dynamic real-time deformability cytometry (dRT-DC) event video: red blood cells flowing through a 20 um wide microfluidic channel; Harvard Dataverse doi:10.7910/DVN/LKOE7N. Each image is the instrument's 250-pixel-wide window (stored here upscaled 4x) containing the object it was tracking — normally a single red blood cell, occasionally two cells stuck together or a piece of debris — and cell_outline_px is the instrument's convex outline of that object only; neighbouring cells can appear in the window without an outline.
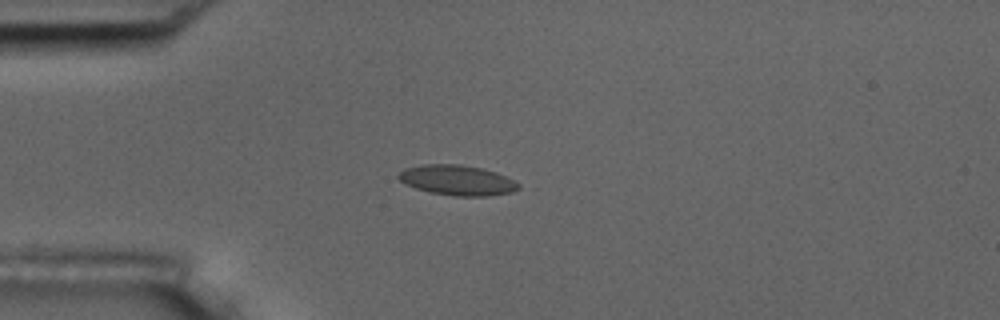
{"species": "common noctule bat (a hibernating species)", "species_latin": "Nyctalus noctula", "temperature_condition": "room temperature", "stored_images_in_passage": 9, "camera_frame_rate_fps": 3000, "um_per_image_px": 0.085, "animal": {"sex": "male", "body_mass_g": 17.5, "forearm_length_mm": 52.3}, "frame": {"image": 1, "passage_image": 3, "time_ms": 3.333, "image_size_px": [1000, 320], "cell_outline_px": [[520, 188], [512, 192], [488, 196], [452, 196], [432, 192], [416, 188], [400, 180], [396, 176], [404, 168], [420, 164], [460, 164], [480, 168], [496, 172], [520, 184]], "centroid_in_image_um": [38.86, 15.31], "position_along_channel_um": 46.1, "area_um2": 20.98}}
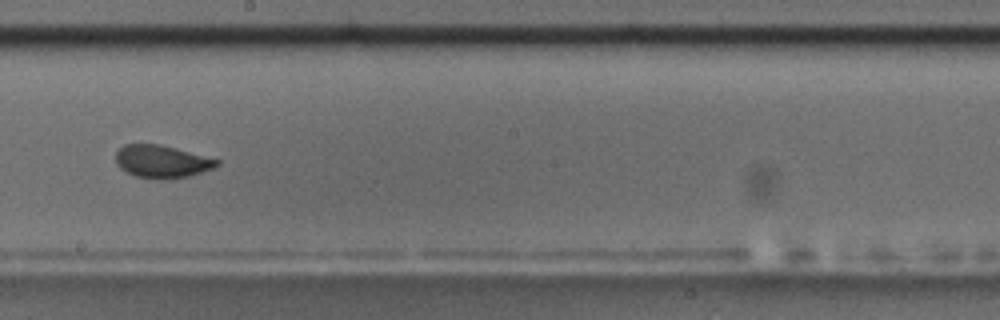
{"frame": {"image": 2, "passage_image": 8, "time_ms": 9.0, "image_size_px": [1000, 320], "cell_outline_px": [[220, 164], [212, 168], [188, 176], [164, 180], [156, 180], [136, 176], [120, 168], [116, 164], [116, 152], [124, 144], [160, 144], [176, 148], [220, 160]], "centroid_in_image_um": [13.74, 13.73], "position_along_channel_um": 234.5, "area_um2": 19.25}}
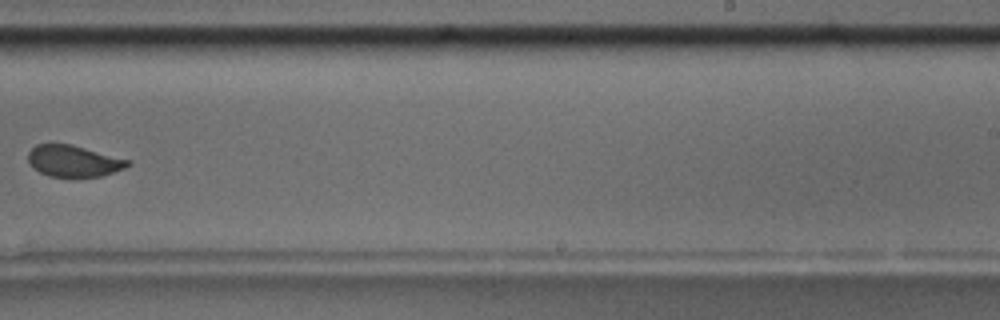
{"frame": {"image": 3, "passage_image": 9, "time_ms": 10.333, "image_size_px": [1000, 320], "cell_outline_px": [[132, 164], [124, 168], [100, 176], [48, 176], [32, 168], [28, 160], [28, 152], [36, 144], [72, 144], [132, 160]], "centroid_in_image_um": [6.26, 13.67], "position_along_channel_um": 282.7, "area_um2": 18.26}}